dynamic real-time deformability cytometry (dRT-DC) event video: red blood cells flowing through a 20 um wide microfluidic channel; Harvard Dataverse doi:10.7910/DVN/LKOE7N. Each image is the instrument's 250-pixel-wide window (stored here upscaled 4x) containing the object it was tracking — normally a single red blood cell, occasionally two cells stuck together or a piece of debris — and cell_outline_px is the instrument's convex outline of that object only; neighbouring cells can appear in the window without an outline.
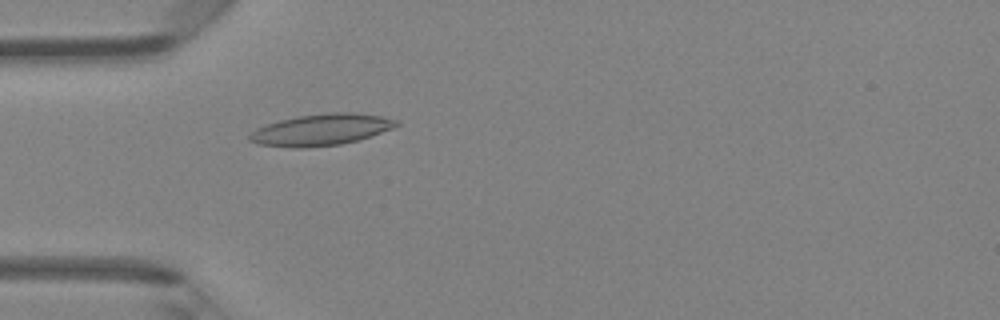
{"species": "Egyptian fruit bat (a non-hibernating species)", "species_latin": "Rousettus aegyptiacus", "temperature_condition": "room temperature", "stored_images_in_passage": 9, "camera_frame_rate_fps": 3000, "um_per_image_px": 0.085, "animal": {"sex": "female"}, "frame": {"image": 1, "passage_image": 5, "time_ms": 1.333, "image_size_px": [1000, 320], "cell_outline_px": [[400, 124], [392, 128], [356, 140], [340, 144], [304, 148], [292, 148], [260, 144], [248, 140], [248, 136], [256, 128], [280, 120], [300, 116], [332, 112], [352, 112], [380, 116], [400, 120]], "centroid_in_image_um": [27.29, 11.02], "position_along_channel_um": 57.7, "area_um2": 26.59}}
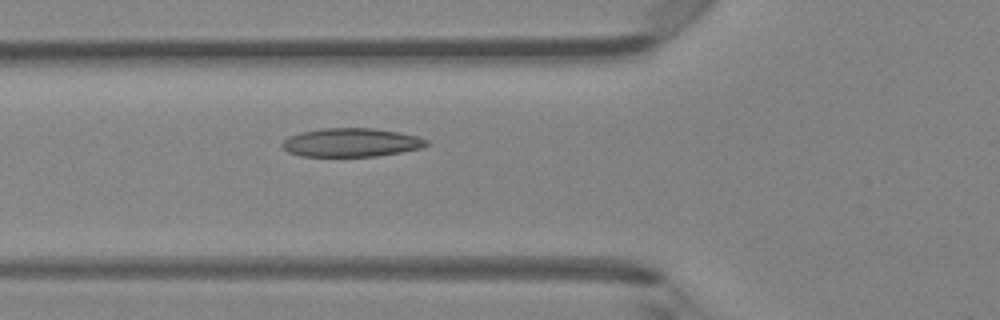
{"frame": {"image": 2, "passage_image": 8, "time_ms": 2.333, "image_size_px": [1000, 320], "cell_outline_px": [[428, 144], [420, 148], [400, 152], [376, 156], [300, 156], [288, 152], [280, 144], [288, 136], [300, 132], [324, 128], [372, 128], [400, 132], [416, 136], [428, 140]], "centroid_in_image_um": [29.82, 12.11], "position_along_channel_um": 96.0, "area_um2": 23.99}}